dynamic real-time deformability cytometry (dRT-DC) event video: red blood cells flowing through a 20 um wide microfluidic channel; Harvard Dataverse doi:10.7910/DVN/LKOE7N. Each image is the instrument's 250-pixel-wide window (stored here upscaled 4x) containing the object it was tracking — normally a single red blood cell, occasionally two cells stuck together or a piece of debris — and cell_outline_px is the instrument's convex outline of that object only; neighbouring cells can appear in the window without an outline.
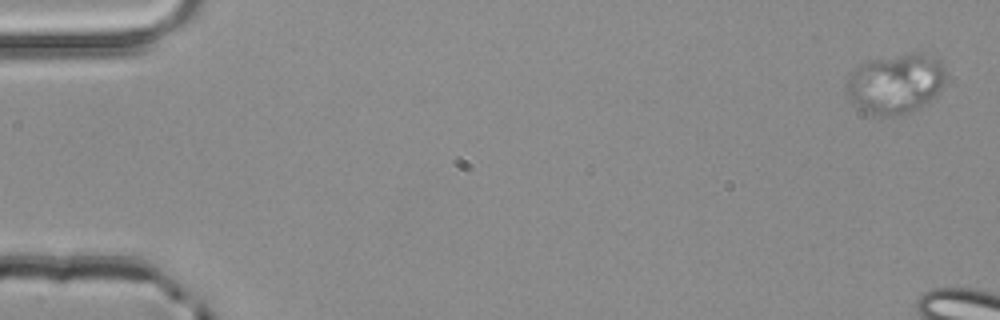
{"species": "common noctule bat (a hibernating species)", "species_latin": "Nyctalus noctula", "temperature_condition": "room temperature", "stored_images_in_passage": 3, "camera_frame_rate_fps": 3000, "um_per_image_px": 0.085, "animal": {"sex": "male", "body_mass_g": 20.4}, "frame": {"image": 1, "passage_image": 1, "time_ms": 0.0, "image_size_px": [1000, 320], "cell_outline_px": [[944, 84], [936, 96], [924, 104], [900, 116], [876, 116], [864, 112], [848, 96], [848, 76], [860, 64], [868, 60], [912, 52], [920, 52], [936, 56], [940, 60], [944, 68]], "centroid_in_image_um": [76.16, 7.09], "position_along_channel_um": 8.8, "area_um2": 34.74}}